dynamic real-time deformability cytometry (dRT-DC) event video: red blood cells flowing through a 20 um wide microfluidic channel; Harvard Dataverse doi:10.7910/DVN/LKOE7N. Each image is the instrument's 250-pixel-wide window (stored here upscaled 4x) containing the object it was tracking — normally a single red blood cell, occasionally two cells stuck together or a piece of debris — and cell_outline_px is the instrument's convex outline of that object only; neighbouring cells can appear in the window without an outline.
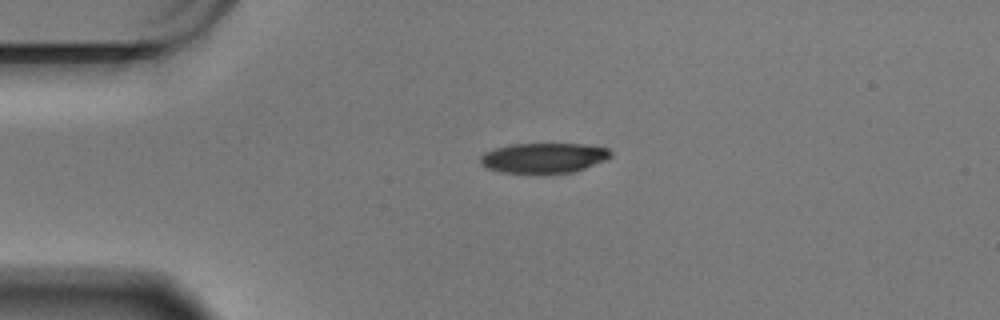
{"species": "Egyptian fruit bat (a non-hibernating species)", "species_latin": "Rousettus aegyptiacus", "temperature_condition": "warm", "stored_images_in_passage": 46, "camera_frame_rate_fps": 3000, "um_per_image_px": 0.085, "animal": {"sex": "male"}, "frame": {"image": 1, "passage_image": 1, "time_ms": 0.0, "image_size_px": [1000, 320], "cell_outline_px": [[612, 156], [604, 160], [584, 168], [572, 172], [500, 172], [488, 168], [480, 164], [480, 156], [484, 152], [508, 144], [584, 144], [608, 148], [612, 152]], "centroid_in_image_um": [46.2, 13.4], "position_along_channel_um": 38.8, "area_um2": 22.54}}
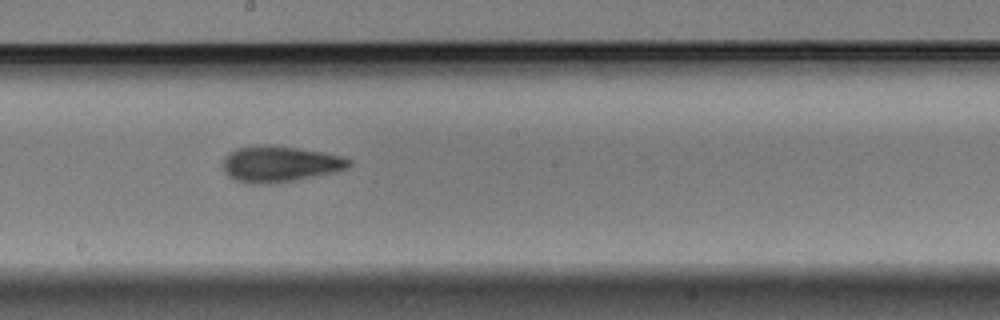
{"frame": {"image": 2, "passage_image": 20, "time_ms": 6.333, "image_size_px": [1000, 320], "cell_outline_px": [[352, 164], [348, 168], [336, 172], [272, 184], [252, 184], [236, 180], [228, 176], [224, 172], [224, 156], [228, 152], [236, 148], [256, 144], [276, 144], [324, 152], [340, 156], [352, 160]], "centroid_in_image_um": [23.78, 13.92], "position_along_channel_um": 224.4, "area_um2": 26.93}}
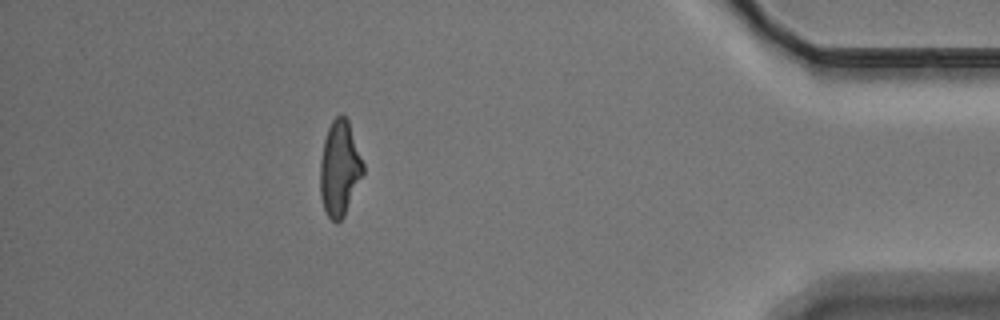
{"frame": {"image": 3, "passage_image": 40, "time_ms": 13.0, "image_size_px": [1000, 320], "cell_outline_px": [[364, 172], [344, 216], [336, 224], [328, 216], [324, 208], [320, 196], [320, 160], [324, 140], [328, 128], [332, 120], [340, 112], [348, 120], [364, 164]], "centroid_in_image_um": [28.86, 14.3], "position_along_channel_um": 406.3, "area_um2": 23.81}, "authors_computed_cell_mechanics": {"area_um2": 24.7962, "velocity_mm_per_s": 3.4311, "shape_relaxation_time_tau1_ms": 4.7585, "shape_relaxation_time_tau2_ms": 1.9682, "deformation_change_tau1": 0.1784, "deformation_change_tau2": 0.0985}}